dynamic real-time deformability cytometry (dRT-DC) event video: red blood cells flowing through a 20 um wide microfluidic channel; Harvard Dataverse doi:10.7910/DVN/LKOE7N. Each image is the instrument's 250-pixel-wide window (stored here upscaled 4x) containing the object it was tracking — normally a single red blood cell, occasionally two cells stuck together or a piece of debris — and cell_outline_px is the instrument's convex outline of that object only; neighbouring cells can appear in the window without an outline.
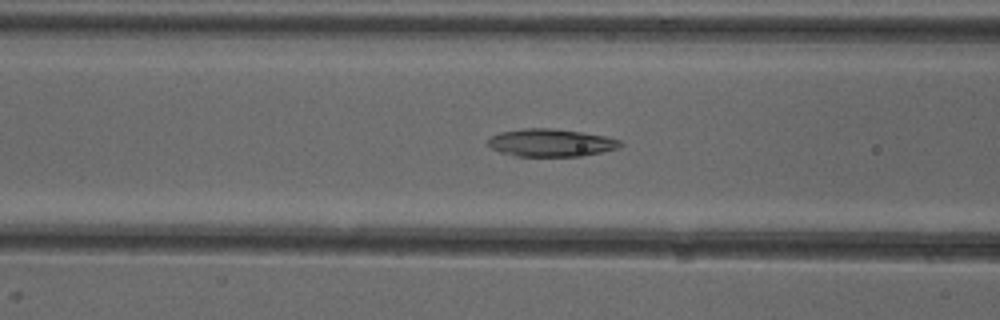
{"species": "common noctule bat (a hibernating species)", "species_latin": "Nyctalus noctula", "temperature_condition": "cold", "stored_images_in_passage": 52, "camera_frame_rate_fps": 3000, "um_per_image_px": 0.085, "animal": {"sex": "female"}, "frame": {"image": 1, "passage_image": 21, "time_ms": 6.667, "image_size_px": [1000, 320], "cell_outline_px": [[624, 144], [616, 148], [584, 156], [516, 156], [500, 152], [492, 148], [488, 144], [488, 140], [492, 136], [500, 132], [524, 128], [552, 128], [608, 136], [620, 140]], "centroid_in_image_um": [46.84, 12.13], "position_along_channel_um": 119.8, "area_um2": 21.27}}
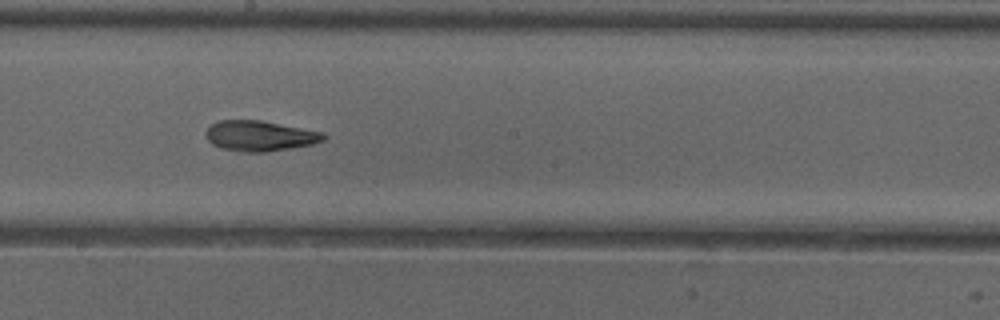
{"frame": {"image": 2, "passage_image": 29, "time_ms": 9.333, "image_size_px": [1000, 320], "cell_outline_px": [[328, 136], [324, 140], [312, 144], [264, 152], [240, 152], [220, 148], [212, 144], [204, 136], [204, 132], [212, 124], [220, 120], [260, 120], [324, 132]], "centroid_in_image_um": [22.06, 11.55], "position_along_channel_um": 226.1, "area_um2": 20.92}}
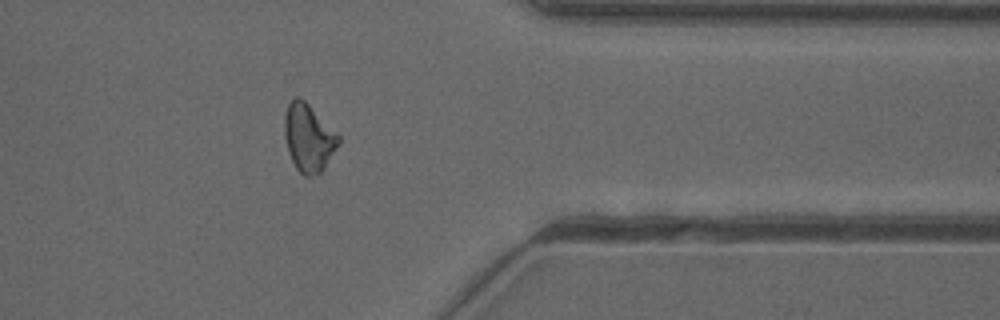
{"frame": {"image": 3, "passage_image": 42, "time_ms": 13.667, "image_size_px": [1000, 320], "cell_outline_px": [[340, 140], [324, 168], [320, 172], [308, 176], [304, 176], [296, 168], [288, 152], [284, 136], [284, 116], [288, 104], [296, 96], [300, 96], [340, 136]], "centroid_in_image_um": [26.19, 11.7], "position_along_channel_um": 385.2, "area_um2": 20.98}, "authors_computed_cell_mechanics": {"area_um2": 21.2993, "velocity_mm_per_s": 3.9789, "shape_relaxation_time_tau1_ms": 6.8828, "shape_relaxation_time_tau2_ms": 2.1585, "deformation_change_tau1": 0.1911, "deformation_change_tau2": 0.1022}}